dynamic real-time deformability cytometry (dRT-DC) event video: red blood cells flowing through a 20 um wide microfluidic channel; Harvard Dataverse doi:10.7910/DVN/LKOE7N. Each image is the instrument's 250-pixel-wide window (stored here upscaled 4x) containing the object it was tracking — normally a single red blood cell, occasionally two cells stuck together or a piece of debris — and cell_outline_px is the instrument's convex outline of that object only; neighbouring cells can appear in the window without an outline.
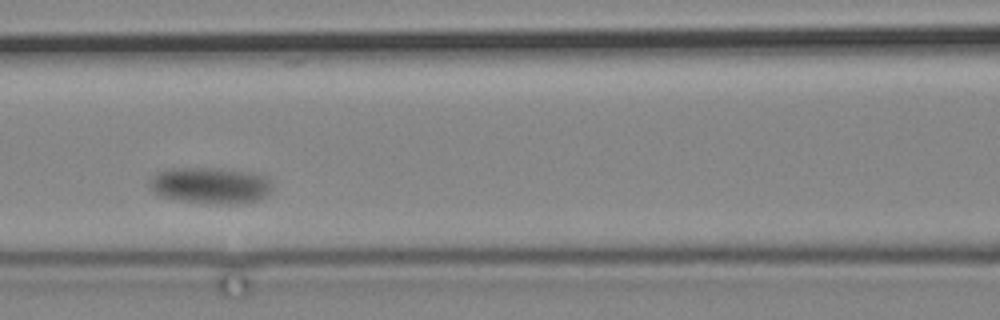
{"species": "common noctule bat (a hibernating species)", "species_latin": "Nyctalus noctula", "temperature_condition": "cold", "stored_images_in_passage": 6, "camera_frame_rate_fps": 3000, "um_per_image_px": 0.085, "animal": {"sex": "male", "body_mass_g": 19.2, "forearm_length_mm": 51.8}, "frame": {"image": 1, "passage_image": 4, "time_ms": 3.667, "image_size_px": [1000, 320], "cell_outline_px": [[272, 188], [260, 200], [240, 204], [204, 204], [164, 196], [152, 192], [148, 184], [148, 180], [156, 172], [168, 168], [216, 168], [252, 172], [268, 176]], "centroid_in_image_um": [17.88, 15.76], "position_along_channel_um": 148.7, "area_um2": 26.36}}